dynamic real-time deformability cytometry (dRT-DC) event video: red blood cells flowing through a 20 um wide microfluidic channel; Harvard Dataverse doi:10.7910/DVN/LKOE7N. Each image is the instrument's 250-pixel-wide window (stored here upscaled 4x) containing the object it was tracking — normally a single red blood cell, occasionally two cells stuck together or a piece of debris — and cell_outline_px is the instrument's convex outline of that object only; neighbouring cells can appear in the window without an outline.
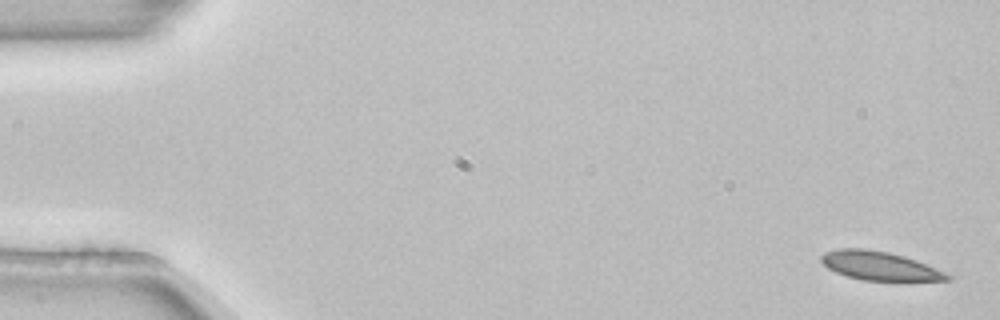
{"species": "common noctule bat (a hibernating species)", "species_latin": "Nyctalus noctula", "temperature_condition": "room temperature", "stored_images_in_passage": 10, "camera_frame_rate_fps": 3000, "um_per_image_px": 0.085, "animal": {"sex": "female", "body_mass_g": 22.7, "forearm_length_mm": 54.2}, "frame": {"image": 1, "passage_image": 1, "time_ms": 0.0, "image_size_px": [1000, 320], "cell_outline_px": [[952, 280], [860, 280], [836, 272], [828, 268], [820, 260], [820, 256], [824, 252], [836, 248], [864, 248], [888, 252], [904, 256], [916, 260], [944, 272], [952, 276]], "centroid_in_image_um": [74.71, 22.58], "position_along_channel_um": 10.3, "area_um2": 20.92}}